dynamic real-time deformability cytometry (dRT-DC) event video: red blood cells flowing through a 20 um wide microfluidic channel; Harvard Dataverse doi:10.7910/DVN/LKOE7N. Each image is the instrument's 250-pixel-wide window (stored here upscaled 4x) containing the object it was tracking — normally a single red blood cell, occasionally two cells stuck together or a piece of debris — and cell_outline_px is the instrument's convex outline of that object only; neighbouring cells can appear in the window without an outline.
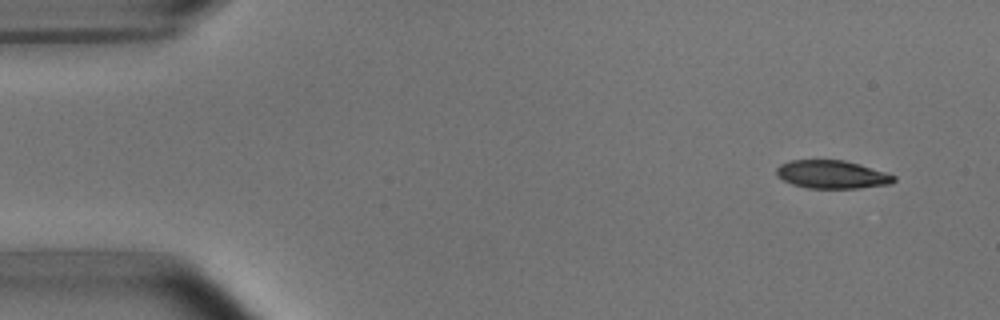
{"species": "common noctule bat (a hibernating species)", "species_latin": "Nyctalus noctula", "temperature_condition": "room temperature", "stored_images_in_passage": 5, "camera_frame_rate_fps": 3000, "um_per_image_px": 0.085, "animal": {"sex": "male", "body_mass_g": 15.6}, "frame": {"image": 1, "passage_image": 2, "time_ms": 1.0, "image_size_px": [1000, 320], "cell_outline_px": [[896, 180], [892, 184], [860, 188], [808, 188], [792, 184], [776, 176], [776, 168], [780, 164], [788, 160], [844, 160], [860, 164], [896, 176]], "centroid_in_image_um": [70.71, 14.83], "position_along_channel_um": 14.3, "area_um2": 19.36}}
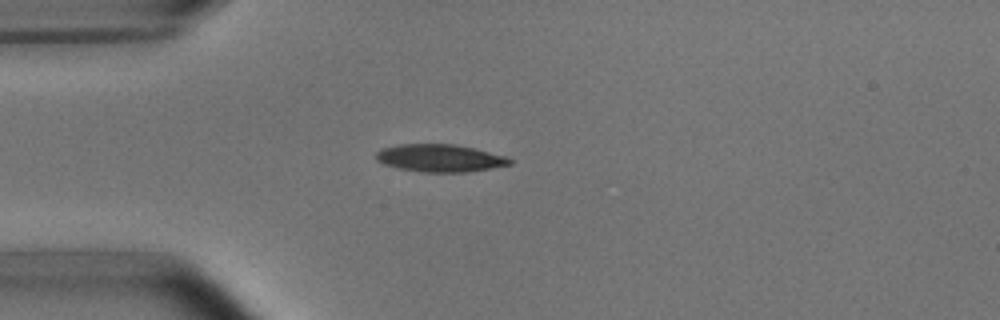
{"frame": {"image": 2, "passage_image": 5, "time_ms": 4.333, "image_size_px": [1000, 320], "cell_outline_px": [[512, 164], [492, 168], [468, 172], [420, 172], [400, 168], [384, 164], [376, 160], [376, 152], [380, 148], [400, 144], [456, 144], [476, 148], [504, 156], [512, 160]], "centroid_in_image_um": [37.39, 13.43], "position_along_channel_um": 47.6, "area_um2": 21.56}}